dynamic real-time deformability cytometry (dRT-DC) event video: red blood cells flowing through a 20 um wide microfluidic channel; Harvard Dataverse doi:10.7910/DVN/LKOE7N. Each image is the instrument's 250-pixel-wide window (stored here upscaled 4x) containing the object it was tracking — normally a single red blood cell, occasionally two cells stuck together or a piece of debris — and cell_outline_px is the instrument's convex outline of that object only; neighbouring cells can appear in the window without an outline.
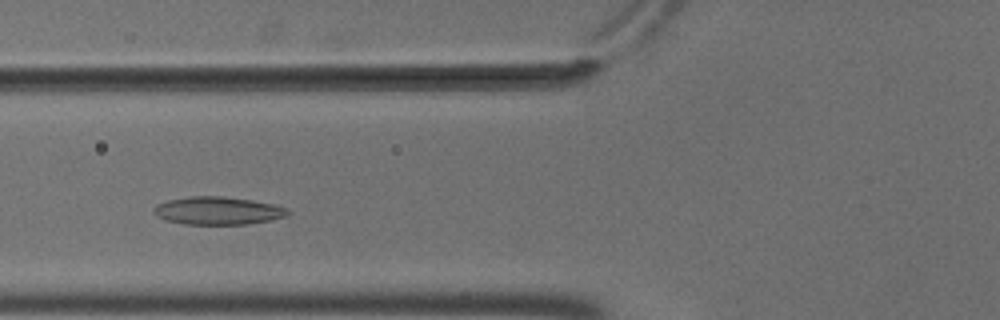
{"species": "common noctule bat (a hibernating species)", "species_latin": "Nyctalus noctula", "temperature_condition": "cold", "stored_images_in_passage": 6, "camera_frame_rate_fps": 3000, "um_per_image_px": 0.085, "animal": {"sex": "male", "body_mass_g": 18.8}, "frame": {"image": 1, "passage_image": 5, "time_ms": 1.333, "image_size_px": [1000, 320], "cell_outline_px": [[292, 212], [288, 216], [272, 220], [248, 224], [184, 224], [164, 220], [156, 216], [152, 212], [152, 208], [156, 204], [168, 200], [192, 196], [224, 196], [252, 200], [272, 204], [288, 208]], "centroid_in_image_um": [18.52, 17.91], "position_along_channel_um": 107.3, "area_um2": 22.08}}
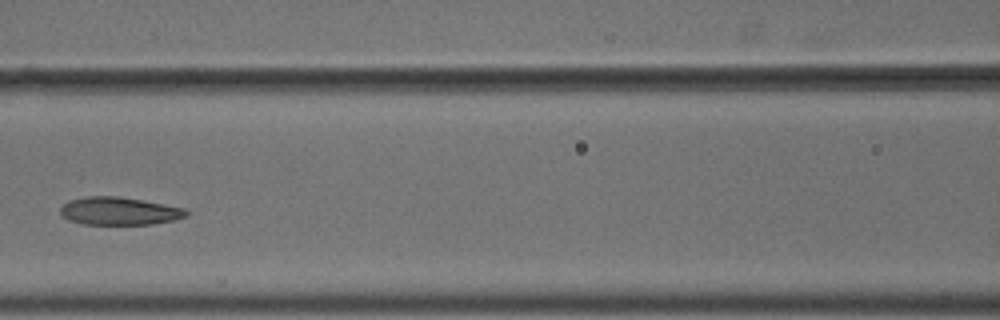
{"frame": {"image": 2, "passage_image": 6, "time_ms": 1.667, "image_size_px": [1000, 320], "cell_outline_px": [[188, 216], [172, 220], [152, 224], [84, 224], [68, 220], [60, 212], [60, 208], [68, 200], [88, 196], [120, 196], [144, 200], [184, 208], [188, 212]], "centroid_in_image_um": [10.13, 17.93], "position_along_channel_um": 156.5, "area_um2": 20.4}}